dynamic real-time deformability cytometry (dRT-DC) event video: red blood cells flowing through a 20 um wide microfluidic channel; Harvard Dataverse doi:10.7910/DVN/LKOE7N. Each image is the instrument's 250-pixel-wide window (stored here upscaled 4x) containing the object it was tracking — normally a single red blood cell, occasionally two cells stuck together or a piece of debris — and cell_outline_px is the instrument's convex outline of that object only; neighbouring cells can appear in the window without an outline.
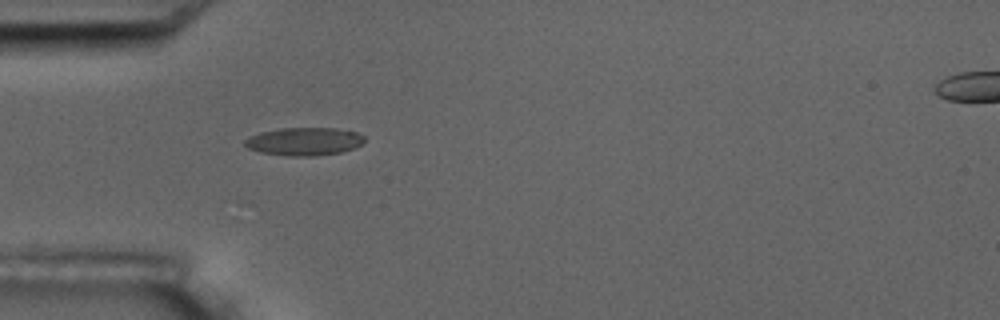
{"species": "common noctule bat (a hibernating species)", "species_latin": "Nyctalus noctula", "temperature_condition": "room temperature", "stored_images_in_passage": 1, "camera_frame_rate_fps": 3000, "um_per_image_px": 0.085, "animal": {"sex": "male", "body_mass_g": 17.5, "forearm_length_mm": 52.3}, "frame": {"image": 1, "passage_image": 1, "time_ms": 0.0, "image_size_px": [1000, 320], "cell_outline_px": [[364, 140], [360, 144], [352, 148], [340, 152], [312, 156], [288, 156], [260, 152], [248, 148], [244, 144], [244, 140], [260, 132], [280, 128], [336, 128], [356, 132], [364, 136]], "centroid_in_image_um": [25.83, 12.02], "position_along_channel_um": 59.2, "area_um2": 19.31}}